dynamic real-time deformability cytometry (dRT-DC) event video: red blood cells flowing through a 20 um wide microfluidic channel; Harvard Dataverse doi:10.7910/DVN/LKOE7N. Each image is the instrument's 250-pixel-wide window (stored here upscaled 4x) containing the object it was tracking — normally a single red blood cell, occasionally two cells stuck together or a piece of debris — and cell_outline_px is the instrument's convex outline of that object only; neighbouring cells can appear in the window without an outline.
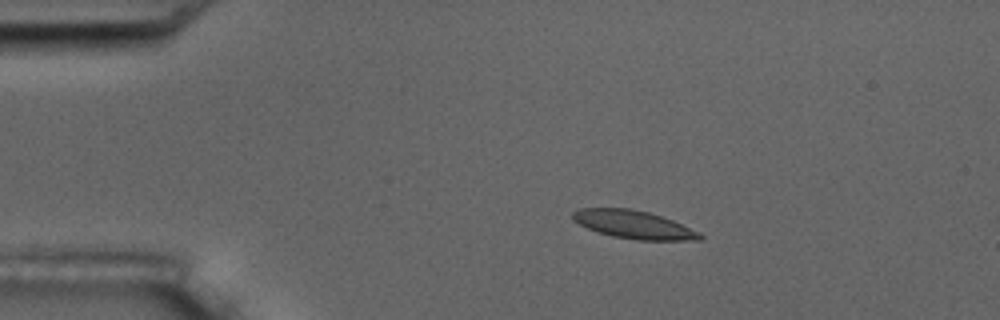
{"species": "common noctule bat (a hibernating species)", "species_latin": "Nyctalus noctula", "temperature_condition": "room temperature", "stored_images_in_passage": 8, "camera_frame_rate_fps": 3000, "um_per_image_px": 0.085, "animal": {"sex": "male", "body_mass_g": 17.5, "forearm_length_mm": 52.3}, "frame": {"image": 1, "passage_image": 3, "time_ms": 2.333, "image_size_px": [1000, 320], "cell_outline_px": [[704, 240], [640, 240], [612, 236], [596, 232], [572, 220], [572, 212], [576, 208], [632, 208], [648, 212], [672, 220], [700, 232], [704, 236]], "centroid_in_image_um": [53.85, 19.09], "position_along_channel_um": 31.1, "area_um2": 20.92}}
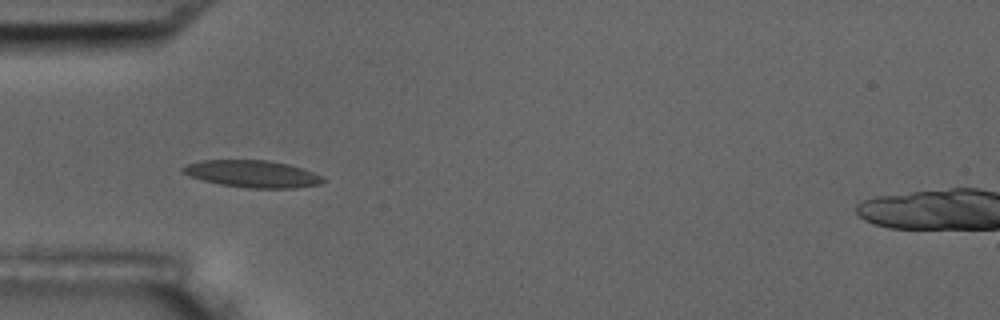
{"frame": {"image": 2, "passage_image": 5, "time_ms": 4.667, "image_size_px": [1000, 320], "cell_outline_px": [[324, 180], [320, 184], [292, 188], [248, 188], [220, 184], [204, 180], [180, 172], [180, 168], [188, 164], [200, 160], [268, 160], [288, 164], [324, 176]], "centroid_in_image_um": [21.44, 14.77], "position_along_channel_um": 63.6, "area_um2": 21.96}}
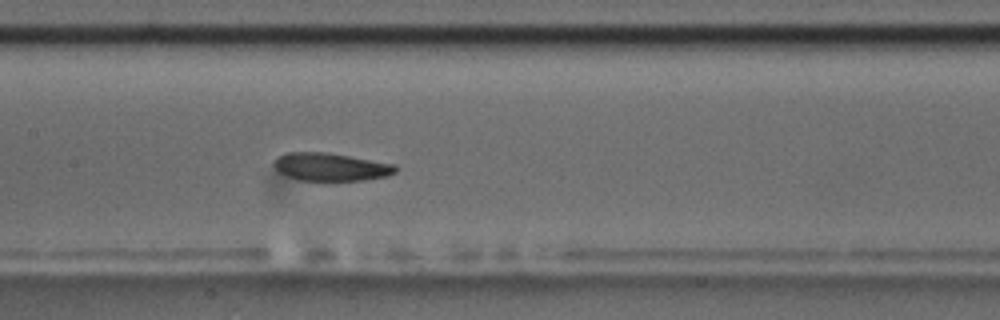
{"frame": {"image": 3, "passage_image": 8, "time_ms": 8.0, "image_size_px": [1000, 320], "cell_outline_px": [[396, 172], [388, 176], [364, 180], [328, 184], [296, 180], [280, 172], [272, 164], [280, 156], [288, 152], [328, 152], [396, 164]], "centroid_in_image_um": [28.14, 14.24], "position_along_channel_um": 179.3, "area_um2": 20.69}}